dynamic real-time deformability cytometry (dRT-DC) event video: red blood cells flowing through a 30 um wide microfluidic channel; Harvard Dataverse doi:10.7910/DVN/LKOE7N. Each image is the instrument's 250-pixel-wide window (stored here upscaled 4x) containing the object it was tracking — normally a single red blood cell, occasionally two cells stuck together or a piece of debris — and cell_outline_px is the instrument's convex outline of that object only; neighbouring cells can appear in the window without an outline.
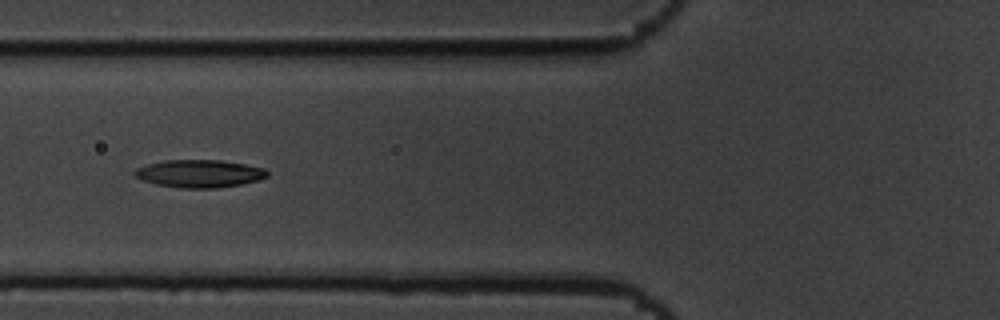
{"species": "common noctule bat (a hibernating species)", "species_latin": "Nyctalus noctula", "temperature_condition": "cold", "stored_images_in_passage": 3, "camera_frame_rate_fps": 3000, "um_per_image_px": 0.085, "animal": {"sex": "male", "body_mass_g": 19.5, "forearm_length_mm": 54.6}, "frame": {"image": 1, "passage_image": 3, "time_ms": 0.667, "image_size_px": [1000, 320], "cell_outline_px": [[268, 176], [260, 180], [240, 184], [216, 188], [180, 188], [156, 184], [144, 180], [136, 176], [132, 172], [136, 168], [148, 164], [164, 160], [220, 160], [244, 164], [264, 168], [268, 172]], "centroid_in_image_um": [16.96, 14.75], "position_along_channel_um": 108.8, "area_um2": 21.33}}